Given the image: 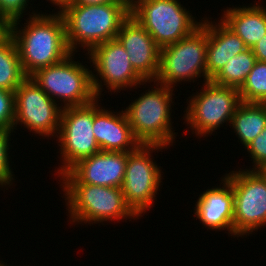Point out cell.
Masks as SVG:
<instances>
[{
	"instance_id": "d6a6232c",
	"label": "cell",
	"mask_w": 266,
	"mask_h": 266,
	"mask_svg": "<svg viewBox=\"0 0 266 266\" xmlns=\"http://www.w3.org/2000/svg\"><path fill=\"white\" fill-rule=\"evenodd\" d=\"M0 266H7V265H5V264H3L2 262L0 263Z\"/></svg>"
},
{
	"instance_id": "8fae6325",
	"label": "cell",
	"mask_w": 266,
	"mask_h": 266,
	"mask_svg": "<svg viewBox=\"0 0 266 266\" xmlns=\"http://www.w3.org/2000/svg\"><path fill=\"white\" fill-rule=\"evenodd\" d=\"M62 164L58 176L67 172L78 161L100 152L93 133V101L82 106L62 109L57 134Z\"/></svg>"
},
{
	"instance_id": "e0dca14e",
	"label": "cell",
	"mask_w": 266,
	"mask_h": 266,
	"mask_svg": "<svg viewBox=\"0 0 266 266\" xmlns=\"http://www.w3.org/2000/svg\"><path fill=\"white\" fill-rule=\"evenodd\" d=\"M222 188L207 189L199 195L196 202L195 216L204 227L213 230H228L233 236L234 194L231 183L222 178Z\"/></svg>"
},
{
	"instance_id": "277c9868",
	"label": "cell",
	"mask_w": 266,
	"mask_h": 266,
	"mask_svg": "<svg viewBox=\"0 0 266 266\" xmlns=\"http://www.w3.org/2000/svg\"><path fill=\"white\" fill-rule=\"evenodd\" d=\"M61 186L73 223L97 224L139 217L125 201L121 188L84 183H62Z\"/></svg>"
},
{
	"instance_id": "83f0119b",
	"label": "cell",
	"mask_w": 266,
	"mask_h": 266,
	"mask_svg": "<svg viewBox=\"0 0 266 266\" xmlns=\"http://www.w3.org/2000/svg\"><path fill=\"white\" fill-rule=\"evenodd\" d=\"M251 49L257 61L266 62V35H264Z\"/></svg>"
},
{
	"instance_id": "d6986e66",
	"label": "cell",
	"mask_w": 266,
	"mask_h": 266,
	"mask_svg": "<svg viewBox=\"0 0 266 266\" xmlns=\"http://www.w3.org/2000/svg\"><path fill=\"white\" fill-rule=\"evenodd\" d=\"M220 20L243 40L247 48H252L266 35V8L258 3L252 7L228 8Z\"/></svg>"
},
{
	"instance_id": "f546056e",
	"label": "cell",
	"mask_w": 266,
	"mask_h": 266,
	"mask_svg": "<svg viewBox=\"0 0 266 266\" xmlns=\"http://www.w3.org/2000/svg\"><path fill=\"white\" fill-rule=\"evenodd\" d=\"M9 34V23L0 15V41Z\"/></svg>"
},
{
	"instance_id": "1f68e13d",
	"label": "cell",
	"mask_w": 266,
	"mask_h": 266,
	"mask_svg": "<svg viewBox=\"0 0 266 266\" xmlns=\"http://www.w3.org/2000/svg\"><path fill=\"white\" fill-rule=\"evenodd\" d=\"M262 177L266 180V165L261 166L258 170H257Z\"/></svg>"
},
{
	"instance_id": "3957f363",
	"label": "cell",
	"mask_w": 266,
	"mask_h": 266,
	"mask_svg": "<svg viewBox=\"0 0 266 266\" xmlns=\"http://www.w3.org/2000/svg\"><path fill=\"white\" fill-rule=\"evenodd\" d=\"M156 85L130 103L124 112L135 138L141 144L167 147L173 143L176 134L171 130L170 122L174 89L158 83Z\"/></svg>"
},
{
	"instance_id": "30bf717a",
	"label": "cell",
	"mask_w": 266,
	"mask_h": 266,
	"mask_svg": "<svg viewBox=\"0 0 266 266\" xmlns=\"http://www.w3.org/2000/svg\"><path fill=\"white\" fill-rule=\"evenodd\" d=\"M163 148L166 147L141 144L136 150L128 152L121 191L127 204L140 217L151 209L162 182L160 167L152 160L150 153Z\"/></svg>"
},
{
	"instance_id": "7c38bea8",
	"label": "cell",
	"mask_w": 266,
	"mask_h": 266,
	"mask_svg": "<svg viewBox=\"0 0 266 266\" xmlns=\"http://www.w3.org/2000/svg\"><path fill=\"white\" fill-rule=\"evenodd\" d=\"M15 118L13 129L21 123L30 132L49 138L57 136L62 106L52 100L31 77L15 90ZM56 134V135H55Z\"/></svg>"
},
{
	"instance_id": "f1b7e54d",
	"label": "cell",
	"mask_w": 266,
	"mask_h": 266,
	"mask_svg": "<svg viewBox=\"0 0 266 266\" xmlns=\"http://www.w3.org/2000/svg\"><path fill=\"white\" fill-rule=\"evenodd\" d=\"M119 0H75L73 4H81V5H101L108 2H115Z\"/></svg>"
},
{
	"instance_id": "ac0fdd59",
	"label": "cell",
	"mask_w": 266,
	"mask_h": 266,
	"mask_svg": "<svg viewBox=\"0 0 266 266\" xmlns=\"http://www.w3.org/2000/svg\"><path fill=\"white\" fill-rule=\"evenodd\" d=\"M202 21L201 26L207 31L206 73L210 81L230 58L243 52L247 47L221 20L217 24H213L207 18Z\"/></svg>"
},
{
	"instance_id": "603a6c76",
	"label": "cell",
	"mask_w": 266,
	"mask_h": 266,
	"mask_svg": "<svg viewBox=\"0 0 266 266\" xmlns=\"http://www.w3.org/2000/svg\"><path fill=\"white\" fill-rule=\"evenodd\" d=\"M239 95L243 102L266 103V62H255Z\"/></svg>"
},
{
	"instance_id": "d4e9b609",
	"label": "cell",
	"mask_w": 266,
	"mask_h": 266,
	"mask_svg": "<svg viewBox=\"0 0 266 266\" xmlns=\"http://www.w3.org/2000/svg\"><path fill=\"white\" fill-rule=\"evenodd\" d=\"M11 132L15 131H6L0 129V185L3 187L9 185L13 178V172L9 166V156L8 150L9 140L11 139Z\"/></svg>"
},
{
	"instance_id": "4316f807",
	"label": "cell",
	"mask_w": 266,
	"mask_h": 266,
	"mask_svg": "<svg viewBox=\"0 0 266 266\" xmlns=\"http://www.w3.org/2000/svg\"><path fill=\"white\" fill-rule=\"evenodd\" d=\"M29 0H0V15L11 23L23 17ZM22 15V16H21Z\"/></svg>"
},
{
	"instance_id": "9a60e30c",
	"label": "cell",
	"mask_w": 266,
	"mask_h": 266,
	"mask_svg": "<svg viewBox=\"0 0 266 266\" xmlns=\"http://www.w3.org/2000/svg\"><path fill=\"white\" fill-rule=\"evenodd\" d=\"M116 39L125 48L135 72L146 82H153L159 71L160 47L148 31L133 17L122 24Z\"/></svg>"
},
{
	"instance_id": "52a82bcc",
	"label": "cell",
	"mask_w": 266,
	"mask_h": 266,
	"mask_svg": "<svg viewBox=\"0 0 266 266\" xmlns=\"http://www.w3.org/2000/svg\"><path fill=\"white\" fill-rule=\"evenodd\" d=\"M207 31L200 26L191 35L160 49L159 71L154 80L173 88L180 81L204 77L206 73ZM202 74V75H201Z\"/></svg>"
},
{
	"instance_id": "2e32d148",
	"label": "cell",
	"mask_w": 266,
	"mask_h": 266,
	"mask_svg": "<svg viewBox=\"0 0 266 266\" xmlns=\"http://www.w3.org/2000/svg\"><path fill=\"white\" fill-rule=\"evenodd\" d=\"M93 133L101 151L132 152L141 145L125 112L105 110L98 105V98L93 101Z\"/></svg>"
},
{
	"instance_id": "9c48e42d",
	"label": "cell",
	"mask_w": 266,
	"mask_h": 266,
	"mask_svg": "<svg viewBox=\"0 0 266 266\" xmlns=\"http://www.w3.org/2000/svg\"><path fill=\"white\" fill-rule=\"evenodd\" d=\"M203 87L188 101L184 116L187 125L200 137L212 134L226 121L231 123L241 102L239 89L217 85L211 80L204 81Z\"/></svg>"
},
{
	"instance_id": "7a4b0ae2",
	"label": "cell",
	"mask_w": 266,
	"mask_h": 266,
	"mask_svg": "<svg viewBox=\"0 0 266 266\" xmlns=\"http://www.w3.org/2000/svg\"><path fill=\"white\" fill-rule=\"evenodd\" d=\"M65 21L66 42L71 53L77 45L88 53L97 45L116 39L131 15V0L101 5L70 4L60 12Z\"/></svg>"
},
{
	"instance_id": "6da1fadb",
	"label": "cell",
	"mask_w": 266,
	"mask_h": 266,
	"mask_svg": "<svg viewBox=\"0 0 266 266\" xmlns=\"http://www.w3.org/2000/svg\"><path fill=\"white\" fill-rule=\"evenodd\" d=\"M24 29L18 24L21 20L9 23V35L13 38L27 77L37 70L63 61L71 54L65 32V21L62 14L45 15L32 13ZM19 28V29H18Z\"/></svg>"
},
{
	"instance_id": "4fadbf2b",
	"label": "cell",
	"mask_w": 266,
	"mask_h": 266,
	"mask_svg": "<svg viewBox=\"0 0 266 266\" xmlns=\"http://www.w3.org/2000/svg\"><path fill=\"white\" fill-rule=\"evenodd\" d=\"M88 55V59L92 62L91 66L94 65V70L97 72L96 75L92 73V83L98 98L102 92V81L106 88L114 93L120 89L124 90L123 88L146 84V81L133 69L128 53L117 39L95 46Z\"/></svg>"
},
{
	"instance_id": "7402d4cb",
	"label": "cell",
	"mask_w": 266,
	"mask_h": 266,
	"mask_svg": "<svg viewBox=\"0 0 266 266\" xmlns=\"http://www.w3.org/2000/svg\"><path fill=\"white\" fill-rule=\"evenodd\" d=\"M256 61L252 49L247 48L230 58L211 81L217 85L240 89Z\"/></svg>"
},
{
	"instance_id": "5b68a950",
	"label": "cell",
	"mask_w": 266,
	"mask_h": 266,
	"mask_svg": "<svg viewBox=\"0 0 266 266\" xmlns=\"http://www.w3.org/2000/svg\"><path fill=\"white\" fill-rule=\"evenodd\" d=\"M131 16L160 48L178 42L201 26L178 0H131Z\"/></svg>"
},
{
	"instance_id": "484cf974",
	"label": "cell",
	"mask_w": 266,
	"mask_h": 266,
	"mask_svg": "<svg viewBox=\"0 0 266 266\" xmlns=\"http://www.w3.org/2000/svg\"><path fill=\"white\" fill-rule=\"evenodd\" d=\"M246 148L254 163L252 170H258L261 166L266 165V127Z\"/></svg>"
},
{
	"instance_id": "ffe728a7",
	"label": "cell",
	"mask_w": 266,
	"mask_h": 266,
	"mask_svg": "<svg viewBox=\"0 0 266 266\" xmlns=\"http://www.w3.org/2000/svg\"><path fill=\"white\" fill-rule=\"evenodd\" d=\"M230 125L246 147L266 127V103L241 101Z\"/></svg>"
},
{
	"instance_id": "5bb4252c",
	"label": "cell",
	"mask_w": 266,
	"mask_h": 266,
	"mask_svg": "<svg viewBox=\"0 0 266 266\" xmlns=\"http://www.w3.org/2000/svg\"><path fill=\"white\" fill-rule=\"evenodd\" d=\"M127 158L128 152L100 151L78 161L67 172L60 175V179L63 180L62 183L121 188Z\"/></svg>"
},
{
	"instance_id": "8992f818",
	"label": "cell",
	"mask_w": 266,
	"mask_h": 266,
	"mask_svg": "<svg viewBox=\"0 0 266 266\" xmlns=\"http://www.w3.org/2000/svg\"><path fill=\"white\" fill-rule=\"evenodd\" d=\"M73 54L30 76L52 100H62V108L86 105L98 98L93 89L92 71L73 61Z\"/></svg>"
},
{
	"instance_id": "44dd1931",
	"label": "cell",
	"mask_w": 266,
	"mask_h": 266,
	"mask_svg": "<svg viewBox=\"0 0 266 266\" xmlns=\"http://www.w3.org/2000/svg\"><path fill=\"white\" fill-rule=\"evenodd\" d=\"M26 78L17 46L8 34L0 41V88L15 92Z\"/></svg>"
},
{
	"instance_id": "ba28073f",
	"label": "cell",
	"mask_w": 266,
	"mask_h": 266,
	"mask_svg": "<svg viewBox=\"0 0 266 266\" xmlns=\"http://www.w3.org/2000/svg\"><path fill=\"white\" fill-rule=\"evenodd\" d=\"M246 170V171H245ZM231 171L225 178L234 194L233 236L252 234L266 226V180L257 170Z\"/></svg>"
},
{
	"instance_id": "cb8c5ba5",
	"label": "cell",
	"mask_w": 266,
	"mask_h": 266,
	"mask_svg": "<svg viewBox=\"0 0 266 266\" xmlns=\"http://www.w3.org/2000/svg\"><path fill=\"white\" fill-rule=\"evenodd\" d=\"M15 118V93L0 88V129L13 131Z\"/></svg>"
},
{
	"instance_id": "4dcf8cb0",
	"label": "cell",
	"mask_w": 266,
	"mask_h": 266,
	"mask_svg": "<svg viewBox=\"0 0 266 266\" xmlns=\"http://www.w3.org/2000/svg\"><path fill=\"white\" fill-rule=\"evenodd\" d=\"M51 4L59 6L58 9H60L59 12H61L65 7H67L70 4H73L75 0H50Z\"/></svg>"
}]
</instances>
